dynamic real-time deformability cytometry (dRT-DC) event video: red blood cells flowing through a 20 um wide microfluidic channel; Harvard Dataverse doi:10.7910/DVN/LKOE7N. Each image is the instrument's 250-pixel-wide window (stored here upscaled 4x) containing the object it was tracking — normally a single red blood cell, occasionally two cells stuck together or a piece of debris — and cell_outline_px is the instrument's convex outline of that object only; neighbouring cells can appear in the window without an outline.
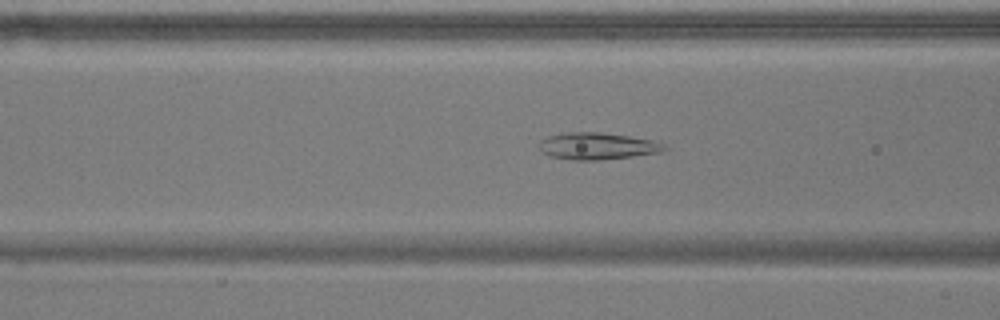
{"species": "common noctule bat (a hibernating species)", "species_latin": "Nyctalus noctula", "temperature_condition": "warm", "stored_images_in_passage": 53, "camera_frame_rate_fps": 3000, "um_per_image_px": 0.085, "animal": {"sex": "male", "body_mass_g": 17.9}, "frame": {"image": 1, "passage_image": 19, "time_ms": 6.0, "image_size_px": [1000, 320], "cell_outline_px": [[668, 148], [660, 152], [632, 156], [596, 160], [572, 160], [552, 156], [544, 152], [540, 148], [540, 140], [548, 136], [560, 132], [600, 132], [628, 136], [652, 140], [664, 144]], "centroid_in_image_um": [50.76, 12.4], "position_along_channel_um": 115.8, "area_um2": 19.42}}
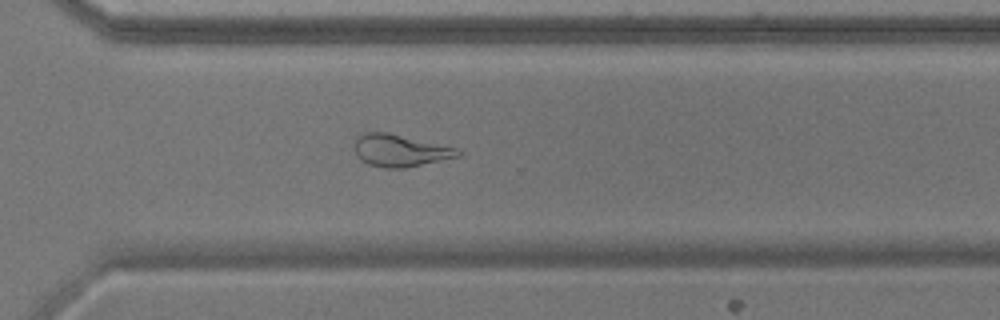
{"frame": {"image": 2, "passage_image": 37, "time_ms": 12.0, "image_size_px": [1000, 320], "cell_outline_px": [[464, 152], [460, 156], [404, 168], [384, 168], [368, 164], [360, 160], [356, 156], [356, 136], [368, 132], [388, 132], [460, 148]], "centroid_in_image_um": [34.05, 12.79], "position_along_channel_um": 336.6, "area_um2": 19.54}}
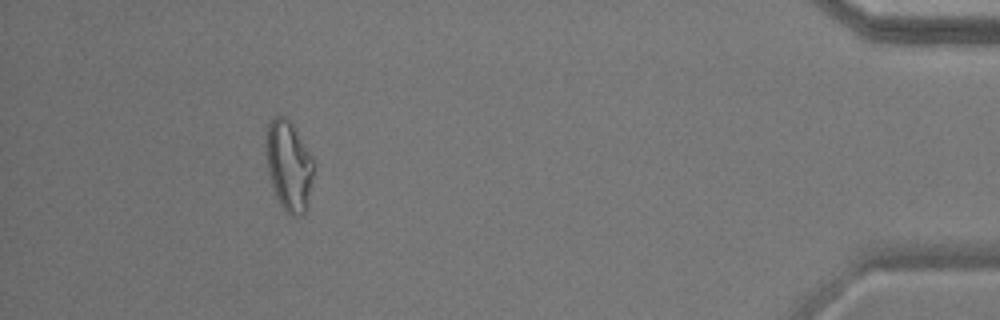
{"frame": {"image": 3, "passage_image": 48, "time_ms": 15.667, "image_size_px": [1000, 320], "cell_outline_px": [[316, 164], [308, 208], [300, 216], [292, 216], [280, 204], [276, 196], [268, 172], [264, 144], [264, 140], [268, 124], [276, 116], [284, 116], [292, 124], [312, 156]], "centroid_in_image_um": [24.57, 14.1], "position_along_channel_um": 410.6, "area_um2": 25.43}, "authors_computed_cell_mechanics": {"area_um2": 22.542, "velocity_mm_per_s": 3.678, "shape_relaxation_time_tau1_ms": null, "shape_relaxation_time_tau2_ms": 2.0705, "deformation_change_tau1": null, "deformation_change_tau2": 0.1112}}